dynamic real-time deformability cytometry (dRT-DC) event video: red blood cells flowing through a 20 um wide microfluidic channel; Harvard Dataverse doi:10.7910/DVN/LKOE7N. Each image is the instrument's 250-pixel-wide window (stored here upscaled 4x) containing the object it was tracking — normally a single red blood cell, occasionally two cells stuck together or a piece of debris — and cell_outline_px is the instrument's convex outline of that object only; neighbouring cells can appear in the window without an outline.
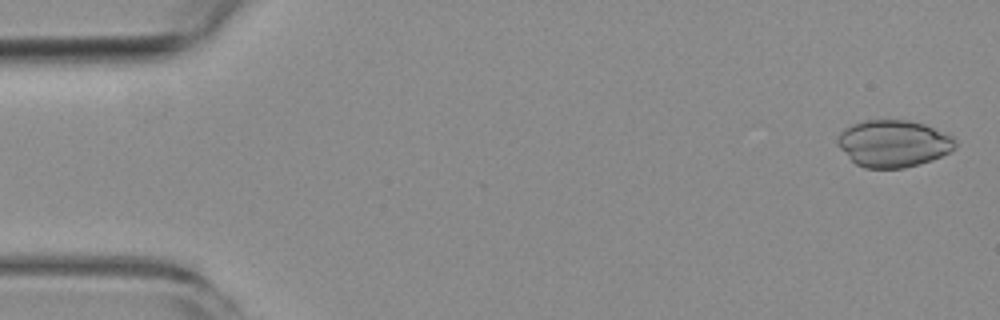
{"species": "common noctule bat (a hibernating species)", "species_latin": "Nyctalus noctula", "temperature_condition": "room temperature", "stored_images_in_passage": 5, "camera_frame_rate_fps": 3000, "um_per_image_px": 0.085, "animal": {"sex": "female", "body_mass_g": 19.3, "forearm_length_mm": 54.1}, "frame": {"image": 1, "passage_image": 1, "time_ms": 0.0, "image_size_px": [1000, 320], "cell_outline_px": [[956, 148], [932, 160], [920, 164], [904, 168], [864, 168], [856, 164], [836, 144], [836, 136], [844, 128], [852, 124], [864, 120], [908, 120], [924, 124], [948, 132], [956, 140]], "centroid_in_image_um": [75.94, 12.19], "position_along_channel_um": 9.1, "area_um2": 32.54}}